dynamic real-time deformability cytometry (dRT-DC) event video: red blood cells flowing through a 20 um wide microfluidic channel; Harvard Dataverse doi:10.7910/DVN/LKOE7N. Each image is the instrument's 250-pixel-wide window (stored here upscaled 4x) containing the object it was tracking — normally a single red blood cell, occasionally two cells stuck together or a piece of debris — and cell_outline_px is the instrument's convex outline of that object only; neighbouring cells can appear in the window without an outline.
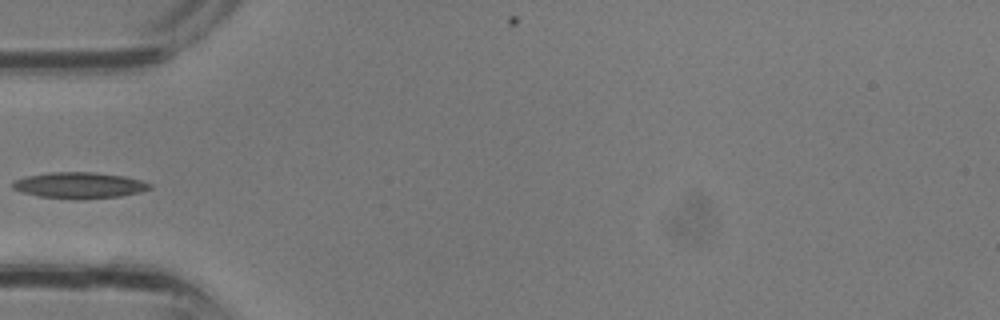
{"species": "common noctule bat (a hibernating species)", "species_latin": "Nyctalus noctula", "temperature_condition": "room temperature", "stored_images_in_passage": 2, "camera_frame_rate_fps": 3000, "um_per_image_px": 0.085, "animal": {"sex": "male", "body_mass_g": 13.3}, "frame": {"image": 1, "passage_image": 2, "time_ms": 0.333, "image_size_px": [1000, 320], "cell_outline_px": [[152, 188], [140, 192], [120, 196], [76, 200], [40, 196], [20, 192], [12, 188], [12, 180], [24, 176], [48, 172], [96, 172], [124, 176], [140, 180], [152, 184]], "centroid_in_image_um": [6.7, 15.75], "position_along_channel_um": 78.3, "area_um2": 21.15}}